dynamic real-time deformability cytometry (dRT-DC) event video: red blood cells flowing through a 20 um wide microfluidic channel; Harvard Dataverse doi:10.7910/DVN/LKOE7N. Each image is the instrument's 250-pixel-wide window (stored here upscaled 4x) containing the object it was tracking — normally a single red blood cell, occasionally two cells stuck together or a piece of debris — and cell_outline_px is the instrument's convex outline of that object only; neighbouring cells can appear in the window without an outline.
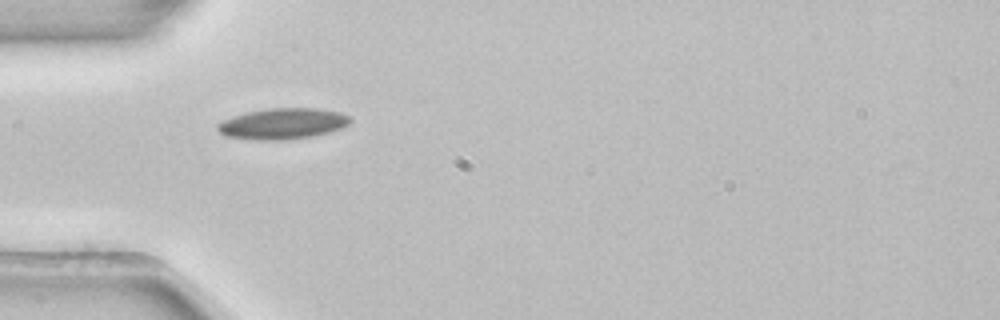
{"species": "common noctule bat (a hibernating species)", "species_latin": "Nyctalus noctula", "temperature_condition": "room temperature", "stored_images_in_passage": 2, "camera_frame_rate_fps": 3000, "um_per_image_px": 0.085, "animal": {"sex": "female", "body_mass_g": 22.7, "forearm_length_mm": 54.2}, "frame": {"image": 1, "passage_image": 1, "time_ms": 0.0, "image_size_px": [1000, 320], "cell_outline_px": [[352, 120], [348, 124], [340, 128], [316, 136], [288, 140], [260, 140], [224, 136], [216, 128], [216, 124], [232, 116], [248, 112], [268, 108], [316, 108], [340, 112], [348, 116]], "centroid_in_image_um": [24.02, 10.52], "position_along_channel_um": 61.0, "area_um2": 23.99}}